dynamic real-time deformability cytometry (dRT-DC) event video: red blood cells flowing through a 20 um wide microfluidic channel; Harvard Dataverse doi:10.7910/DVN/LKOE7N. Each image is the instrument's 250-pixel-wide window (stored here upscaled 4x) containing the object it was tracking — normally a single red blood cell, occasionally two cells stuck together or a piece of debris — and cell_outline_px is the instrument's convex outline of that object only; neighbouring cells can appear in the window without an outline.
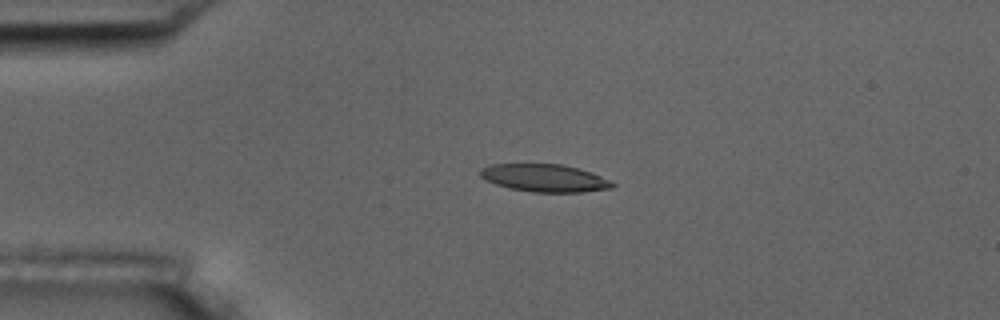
{"species": "common noctule bat (a hibernating species)", "species_latin": "Nyctalus noctula", "temperature_condition": "room temperature", "stored_images_in_passage": 4, "camera_frame_rate_fps": 3000, "um_per_image_px": 0.085, "animal": {"sex": "male", "body_mass_g": 17.5, "forearm_length_mm": 52.3}, "frame": {"image": 1, "passage_image": 3, "time_ms": 3.333, "image_size_px": [1000, 320], "cell_outline_px": [[616, 184], [612, 188], [580, 192], [532, 192], [508, 188], [496, 184], [480, 176], [480, 168], [492, 164], [560, 164], [576, 168], [600, 176]], "centroid_in_image_um": [46.25, 15.13], "position_along_channel_um": 38.7, "area_um2": 20.98}}